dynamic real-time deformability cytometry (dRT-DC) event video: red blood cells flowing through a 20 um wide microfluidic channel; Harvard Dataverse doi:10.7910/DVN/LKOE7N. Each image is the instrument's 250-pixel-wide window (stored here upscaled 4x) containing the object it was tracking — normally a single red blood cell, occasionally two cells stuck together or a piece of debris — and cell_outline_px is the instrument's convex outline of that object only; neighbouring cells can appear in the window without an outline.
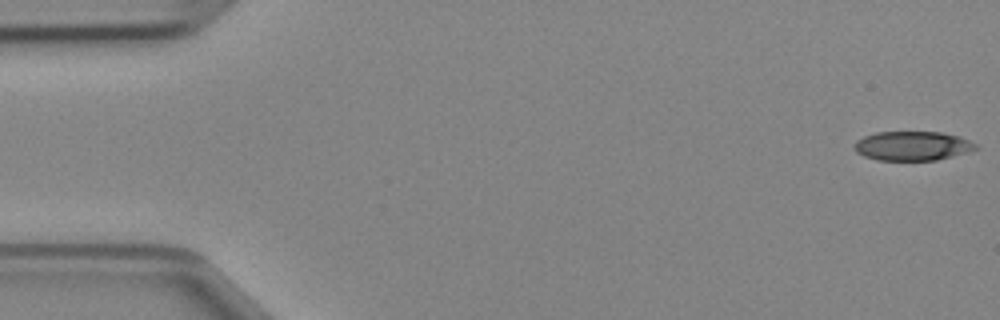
{"species": "Egyptian fruit bat (a non-hibernating species)", "species_latin": "Rousettus aegyptiacus", "temperature_condition": "cold", "stored_images_in_passage": 47, "camera_frame_rate_fps": 3000, "um_per_image_px": 0.085, "animal": {"sex": "female"}, "frame": {"image": 1, "passage_image": 1, "time_ms": 0.0, "image_size_px": [1000, 320], "cell_outline_px": [[976, 148], [968, 152], [936, 160], [876, 160], [864, 156], [856, 152], [852, 144], [856, 140], [864, 136], [876, 132], [940, 132], [960, 136], [976, 144]], "centroid_in_image_um": [77.51, 12.4], "position_along_channel_um": 7.5, "area_um2": 20.69}}
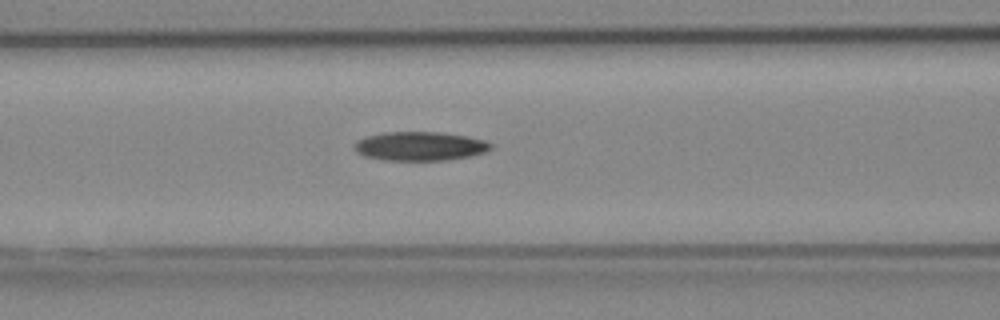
{"frame": {"image": 2, "passage_image": 19, "time_ms": 6.0, "image_size_px": [1000, 320], "cell_outline_px": [[492, 148], [484, 152], [472, 156], [444, 160], [384, 160], [364, 156], [356, 152], [352, 148], [352, 144], [356, 140], [364, 136], [384, 132], [440, 132], [468, 136], [484, 140], [492, 144]], "centroid_in_image_um": [35.64, 12.42], "position_along_channel_um": 131.0, "area_um2": 23.29}}
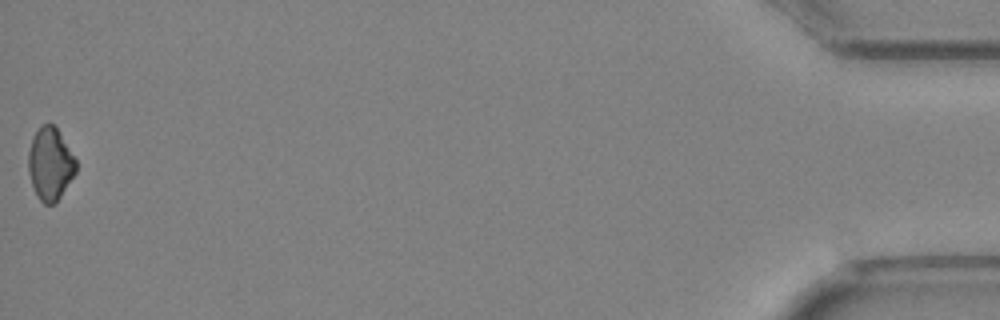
{"frame": {"image": 3, "passage_image": 47, "time_ms": 15.333, "image_size_px": [1000, 320], "cell_outline_px": [[76, 172], [56, 204], [44, 204], [40, 200], [32, 184], [28, 172], [28, 152], [32, 136], [40, 124], [48, 120], [56, 128], [76, 160]], "centroid_in_image_um": [4.25, 13.91], "position_along_channel_um": 431.0, "area_um2": 20.23}}